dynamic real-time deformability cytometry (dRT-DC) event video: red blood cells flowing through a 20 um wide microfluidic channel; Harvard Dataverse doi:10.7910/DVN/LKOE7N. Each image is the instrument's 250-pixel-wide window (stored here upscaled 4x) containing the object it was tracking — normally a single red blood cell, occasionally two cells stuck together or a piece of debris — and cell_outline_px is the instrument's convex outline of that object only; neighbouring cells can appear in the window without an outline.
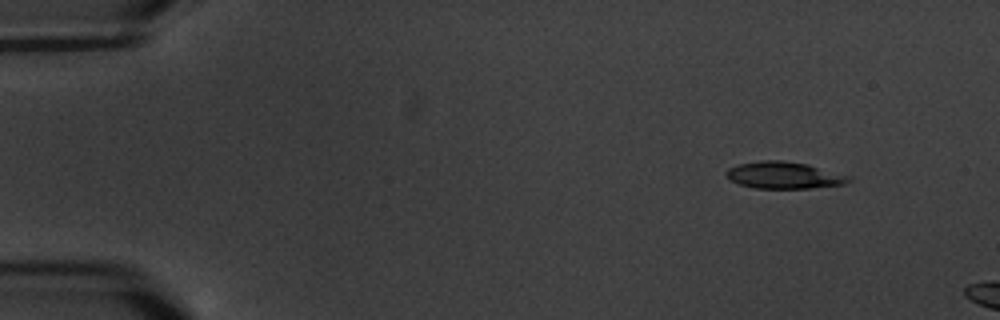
{"species": "common noctule bat (a hibernating species)", "species_latin": "Nyctalus noctula", "temperature_condition": "warm", "stored_images_in_passage": 3, "camera_frame_rate_fps": 3000, "um_per_image_px": 0.085, "animal": {"sex": "male", "body_mass_g": 20.1, "forearm_length_mm": 53.5}, "frame": {"image": 1, "passage_image": 1, "time_ms": 0.0, "image_size_px": [1000, 320], "cell_outline_px": [[852, 180], [844, 184], [808, 188], [756, 188], [740, 184], [728, 180], [724, 172], [728, 168], [740, 164], [760, 160], [780, 160], [808, 164], [852, 176]], "centroid_in_image_um": [66.64, 14.89], "position_along_channel_um": 18.4, "area_um2": 19.25}}